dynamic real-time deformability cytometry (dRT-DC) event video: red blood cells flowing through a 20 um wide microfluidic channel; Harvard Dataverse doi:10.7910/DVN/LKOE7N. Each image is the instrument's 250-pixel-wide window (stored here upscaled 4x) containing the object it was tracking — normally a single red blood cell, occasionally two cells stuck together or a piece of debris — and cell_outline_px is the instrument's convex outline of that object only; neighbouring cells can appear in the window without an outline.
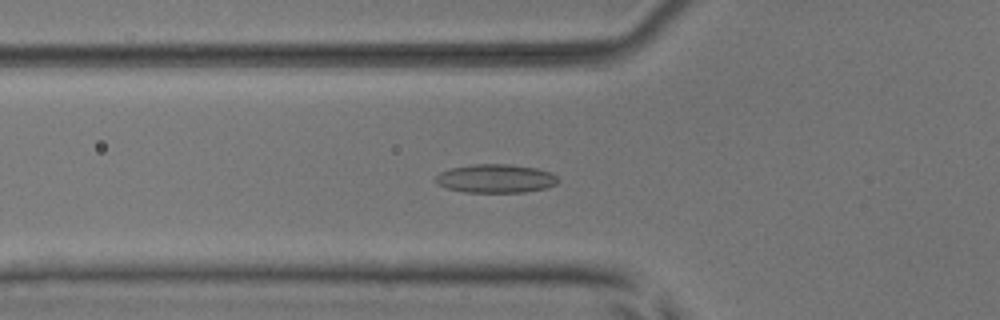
{"species": "common noctule bat (a hibernating species)", "species_latin": "Nyctalus noctula", "temperature_condition": "room temperature", "stored_images_in_passage": 50, "camera_frame_rate_fps": 3000, "um_per_image_px": 0.085, "animal": {"sex": "male", "body_mass_g": 17.9, "forearm_length_mm": 54.2}, "frame": {"image": 1, "passage_image": 16, "time_ms": 5.0, "image_size_px": [1000, 320], "cell_outline_px": [[560, 180], [556, 184], [548, 188], [524, 192], [464, 192], [448, 188], [436, 184], [436, 176], [440, 172], [452, 168], [472, 164], [512, 164], [536, 168], [552, 172]], "centroid_in_image_um": [42.17, 15.17], "position_along_channel_um": 83.6, "area_um2": 20.52}}
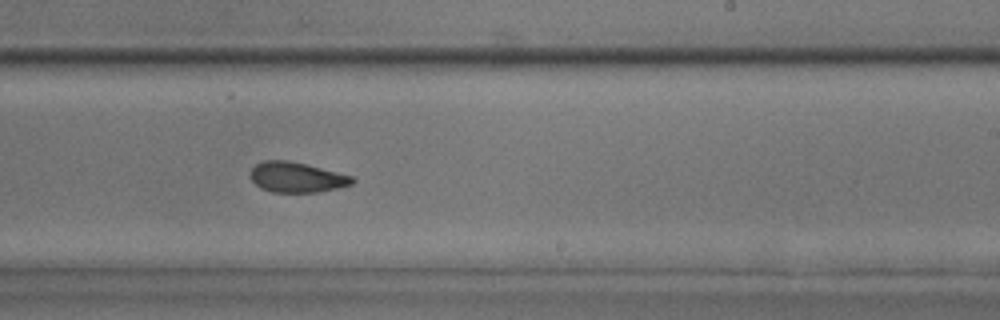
{"frame": {"image": 2, "passage_image": 30, "time_ms": 9.667, "image_size_px": [1000, 320], "cell_outline_px": [[356, 180], [352, 184], [336, 188], [316, 192], [272, 192], [260, 188], [248, 176], [252, 168], [256, 164], [264, 160], [288, 160], [352, 176]], "centroid_in_image_um": [25.17, 15.07], "position_along_channel_um": 263.8, "area_um2": 17.8}}
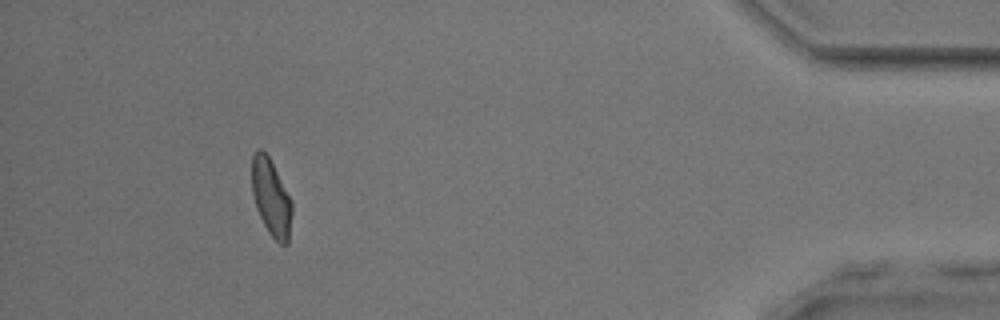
{"frame": {"image": 3, "passage_image": 46, "time_ms": 15.0, "image_size_px": [1000, 320], "cell_outline_px": [[292, 212], [288, 244], [280, 244], [268, 232], [256, 208], [252, 192], [252, 156], [260, 148], [268, 156], [292, 200]], "centroid_in_image_um": [23.05, 16.82], "position_along_channel_um": 412.1, "area_um2": 17.74}, "authors_computed_cell_mechanics": {"area_um2": 18.496, "velocity_mm_per_s": 3.8663, "shape_relaxation_time_tau1_ms": 6.6212, "shape_relaxation_time_tau2_ms": 2.5109, "deformation_change_tau1": 0.1206, "deformation_change_tau2": 0.0849}}